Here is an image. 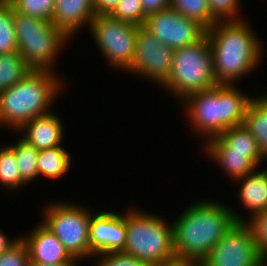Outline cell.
I'll use <instances>...</instances> for the list:
<instances>
[{"instance_id":"obj_1","label":"cell","mask_w":267,"mask_h":266,"mask_svg":"<svg viewBox=\"0 0 267 266\" xmlns=\"http://www.w3.org/2000/svg\"><path fill=\"white\" fill-rule=\"evenodd\" d=\"M185 208L172 221L175 257L193 263H201L237 221L245 222L236 210L214 200H199Z\"/></svg>"},{"instance_id":"obj_2","label":"cell","mask_w":267,"mask_h":266,"mask_svg":"<svg viewBox=\"0 0 267 266\" xmlns=\"http://www.w3.org/2000/svg\"><path fill=\"white\" fill-rule=\"evenodd\" d=\"M249 23L216 22L206 30L217 84H235L255 70L263 58V45Z\"/></svg>"},{"instance_id":"obj_3","label":"cell","mask_w":267,"mask_h":266,"mask_svg":"<svg viewBox=\"0 0 267 266\" xmlns=\"http://www.w3.org/2000/svg\"><path fill=\"white\" fill-rule=\"evenodd\" d=\"M235 84L215 87L187 95L186 117L197 133L207 139L221 135L228 128L243 124L248 105L253 97L246 95Z\"/></svg>"},{"instance_id":"obj_4","label":"cell","mask_w":267,"mask_h":266,"mask_svg":"<svg viewBox=\"0 0 267 266\" xmlns=\"http://www.w3.org/2000/svg\"><path fill=\"white\" fill-rule=\"evenodd\" d=\"M63 85L56 72L32 70L11 88L0 92V126L12 127L17 132L33 118L48 114Z\"/></svg>"},{"instance_id":"obj_5","label":"cell","mask_w":267,"mask_h":266,"mask_svg":"<svg viewBox=\"0 0 267 266\" xmlns=\"http://www.w3.org/2000/svg\"><path fill=\"white\" fill-rule=\"evenodd\" d=\"M126 212V241L121 252L148 265L175 257L172 222L146 211Z\"/></svg>"},{"instance_id":"obj_6","label":"cell","mask_w":267,"mask_h":266,"mask_svg":"<svg viewBox=\"0 0 267 266\" xmlns=\"http://www.w3.org/2000/svg\"><path fill=\"white\" fill-rule=\"evenodd\" d=\"M17 51L32 70L55 72L54 66L69 37L52 22L14 11Z\"/></svg>"},{"instance_id":"obj_7","label":"cell","mask_w":267,"mask_h":266,"mask_svg":"<svg viewBox=\"0 0 267 266\" xmlns=\"http://www.w3.org/2000/svg\"><path fill=\"white\" fill-rule=\"evenodd\" d=\"M162 85L180 101L191 93L217 85L207 34L197 42L173 51L172 69Z\"/></svg>"},{"instance_id":"obj_8","label":"cell","mask_w":267,"mask_h":266,"mask_svg":"<svg viewBox=\"0 0 267 266\" xmlns=\"http://www.w3.org/2000/svg\"><path fill=\"white\" fill-rule=\"evenodd\" d=\"M55 202V203H54ZM50 202L44 207L43 224L52 231L69 254L79 263L90 258V210L77 203Z\"/></svg>"},{"instance_id":"obj_9","label":"cell","mask_w":267,"mask_h":266,"mask_svg":"<svg viewBox=\"0 0 267 266\" xmlns=\"http://www.w3.org/2000/svg\"><path fill=\"white\" fill-rule=\"evenodd\" d=\"M88 30L100 52L114 69L126 71L131 66L138 26L110 15H97Z\"/></svg>"},{"instance_id":"obj_10","label":"cell","mask_w":267,"mask_h":266,"mask_svg":"<svg viewBox=\"0 0 267 266\" xmlns=\"http://www.w3.org/2000/svg\"><path fill=\"white\" fill-rule=\"evenodd\" d=\"M203 266H265L251 228L237 221L201 261Z\"/></svg>"},{"instance_id":"obj_11","label":"cell","mask_w":267,"mask_h":266,"mask_svg":"<svg viewBox=\"0 0 267 266\" xmlns=\"http://www.w3.org/2000/svg\"><path fill=\"white\" fill-rule=\"evenodd\" d=\"M173 49L161 43L144 26L138 27L135 40L134 57L126 70L157 82L160 86L168 79L173 63Z\"/></svg>"},{"instance_id":"obj_12","label":"cell","mask_w":267,"mask_h":266,"mask_svg":"<svg viewBox=\"0 0 267 266\" xmlns=\"http://www.w3.org/2000/svg\"><path fill=\"white\" fill-rule=\"evenodd\" d=\"M144 27L173 50L193 44L206 34L201 24L172 7L147 15Z\"/></svg>"},{"instance_id":"obj_13","label":"cell","mask_w":267,"mask_h":266,"mask_svg":"<svg viewBox=\"0 0 267 266\" xmlns=\"http://www.w3.org/2000/svg\"><path fill=\"white\" fill-rule=\"evenodd\" d=\"M126 235V214L113 211L91 214L90 259L99 254L122 252Z\"/></svg>"},{"instance_id":"obj_14","label":"cell","mask_w":267,"mask_h":266,"mask_svg":"<svg viewBox=\"0 0 267 266\" xmlns=\"http://www.w3.org/2000/svg\"><path fill=\"white\" fill-rule=\"evenodd\" d=\"M21 238L28 247L30 263L77 264L57 236L42 222Z\"/></svg>"},{"instance_id":"obj_15","label":"cell","mask_w":267,"mask_h":266,"mask_svg":"<svg viewBox=\"0 0 267 266\" xmlns=\"http://www.w3.org/2000/svg\"><path fill=\"white\" fill-rule=\"evenodd\" d=\"M203 146V152L246 153L258 167L266 159L260 152L256 139L244 124L228 128L221 135L206 140Z\"/></svg>"},{"instance_id":"obj_16","label":"cell","mask_w":267,"mask_h":266,"mask_svg":"<svg viewBox=\"0 0 267 266\" xmlns=\"http://www.w3.org/2000/svg\"><path fill=\"white\" fill-rule=\"evenodd\" d=\"M63 120L54 112L33 118L19 130L20 136L37 150L53 148L62 145L64 139Z\"/></svg>"},{"instance_id":"obj_17","label":"cell","mask_w":267,"mask_h":266,"mask_svg":"<svg viewBox=\"0 0 267 266\" xmlns=\"http://www.w3.org/2000/svg\"><path fill=\"white\" fill-rule=\"evenodd\" d=\"M94 17V0H56L51 22L71 38Z\"/></svg>"},{"instance_id":"obj_18","label":"cell","mask_w":267,"mask_h":266,"mask_svg":"<svg viewBox=\"0 0 267 266\" xmlns=\"http://www.w3.org/2000/svg\"><path fill=\"white\" fill-rule=\"evenodd\" d=\"M258 170L234 181L240 182L238 197L245 209H249L250 217L267 210V168Z\"/></svg>"},{"instance_id":"obj_19","label":"cell","mask_w":267,"mask_h":266,"mask_svg":"<svg viewBox=\"0 0 267 266\" xmlns=\"http://www.w3.org/2000/svg\"><path fill=\"white\" fill-rule=\"evenodd\" d=\"M263 95L251 99L243 124L256 139L260 152L267 159V94Z\"/></svg>"},{"instance_id":"obj_20","label":"cell","mask_w":267,"mask_h":266,"mask_svg":"<svg viewBox=\"0 0 267 266\" xmlns=\"http://www.w3.org/2000/svg\"><path fill=\"white\" fill-rule=\"evenodd\" d=\"M38 177L58 179L65 176L71 166V156L62 145L38 150Z\"/></svg>"},{"instance_id":"obj_21","label":"cell","mask_w":267,"mask_h":266,"mask_svg":"<svg viewBox=\"0 0 267 266\" xmlns=\"http://www.w3.org/2000/svg\"><path fill=\"white\" fill-rule=\"evenodd\" d=\"M209 158L214 160L220 169H223L226 174L235 181L245 177L249 173L255 171L258 167L246 153L239 152H205Z\"/></svg>"},{"instance_id":"obj_22","label":"cell","mask_w":267,"mask_h":266,"mask_svg":"<svg viewBox=\"0 0 267 266\" xmlns=\"http://www.w3.org/2000/svg\"><path fill=\"white\" fill-rule=\"evenodd\" d=\"M31 71L18 51L0 55V92L11 88Z\"/></svg>"},{"instance_id":"obj_23","label":"cell","mask_w":267,"mask_h":266,"mask_svg":"<svg viewBox=\"0 0 267 266\" xmlns=\"http://www.w3.org/2000/svg\"><path fill=\"white\" fill-rule=\"evenodd\" d=\"M18 139L16 144H11L9 147L14 151L21 178L28 184L38 177V150L20 136Z\"/></svg>"},{"instance_id":"obj_24","label":"cell","mask_w":267,"mask_h":266,"mask_svg":"<svg viewBox=\"0 0 267 266\" xmlns=\"http://www.w3.org/2000/svg\"><path fill=\"white\" fill-rule=\"evenodd\" d=\"M170 7L185 17L197 21L206 30L216 23L211 16L208 0H171Z\"/></svg>"},{"instance_id":"obj_25","label":"cell","mask_w":267,"mask_h":266,"mask_svg":"<svg viewBox=\"0 0 267 266\" xmlns=\"http://www.w3.org/2000/svg\"><path fill=\"white\" fill-rule=\"evenodd\" d=\"M0 184L10 192L27 185L21 178L14 151L7 145L0 148Z\"/></svg>"},{"instance_id":"obj_26","label":"cell","mask_w":267,"mask_h":266,"mask_svg":"<svg viewBox=\"0 0 267 266\" xmlns=\"http://www.w3.org/2000/svg\"><path fill=\"white\" fill-rule=\"evenodd\" d=\"M12 5L0 4V55L17 51Z\"/></svg>"},{"instance_id":"obj_27","label":"cell","mask_w":267,"mask_h":266,"mask_svg":"<svg viewBox=\"0 0 267 266\" xmlns=\"http://www.w3.org/2000/svg\"><path fill=\"white\" fill-rule=\"evenodd\" d=\"M56 0H11L14 11L44 21H52Z\"/></svg>"},{"instance_id":"obj_28","label":"cell","mask_w":267,"mask_h":266,"mask_svg":"<svg viewBox=\"0 0 267 266\" xmlns=\"http://www.w3.org/2000/svg\"><path fill=\"white\" fill-rule=\"evenodd\" d=\"M109 15L138 27L144 26L147 17L141 0H120Z\"/></svg>"},{"instance_id":"obj_29","label":"cell","mask_w":267,"mask_h":266,"mask_svg":"<svg viewBox=\"0 0 267 266\" xmlns=\"http://www.w3.org/2000/svg\"><path fill=\"white\" fill-rule=\"evenodd\" d=\"M241 0H208L211 16L216 22L240 21ZM240 8V9H239Z\"/></svg>"},{"instance_id":"obj_30","label":"cell","mask_w":267,"mask_h":266,"mask_svg":"<svg viewBox=\"0 0 267 266\" xmlns=\"http://www.w3.org/2000/svg\"><path fill=\"white\" fill-rule=\"evenodd\" d=\"M245 222L251 228L260 254L267 260V210L246 218Z\"/></svg>"},{"instance_id":"obj_31","label":"cell","mask_w":267,"mask_h":266,"mask_svg":"<svg viewBox=\"0 0 267 266\" xmlns=\"http://www.w3.org/2000/svg\"><path fill=\"white\" fill-rule=\"evenodd\" d=\"M29 264V250L22 238L9 250L0 254V266H29Z\"/></svg>"},{"instance_id":"obj_32","label":"cell","mask_w":267,"mask_h":266,"mask_svg":"<svg viewBox=\"0 0 267 266\" xmlns=\"http://www.w3.org/2000/svg\"><path fill=\"white\" fill-rule=\"evenodd\" d=\"M94 258H98L96 266H149L148 264L121 252L99 254L95 255Z\"/></svg>"},{"instance_id":"obj_33","label":"cell","mask_w":267,"mask_h":266,"mask_svg":"<svg viewBox=\"0 0 267 266\" xmlns=\"http://www.w3.org/2000/svg\"><path fill=\"white\" fill-rule=\"evenodd\" d=\"M146 15L158 12L170 7L171 0H141Z\"/></svg>"},{"instance_id":"obj_34","label":"cell","mask_w":267,"mask_h":266,"mask_svg":"<svg viewBox=\"0 0 267 266\" xmlns=\"http://www.w3.org/2000/svg\"><path fill=\"white\" fill-rule=\"evenodd\" d=\"M120 0H94L95 16L109 15Z\"/></svg>"},{"instance_id":"obj_35","label":"cell","mask_w":267,"mask_h":266,"mask_svg":"<svg viewBox=\"0 0 267 266\" xmlns=\"http://www.w3.org/2000/svg\"><path fill=\"white\" fill-rule=\"evenodd\" d=\"M21 236L16 237L14 240L9 239L6 233H3V230H0V254L9 250L14 244H16Z\"/></svg>"},{"instance_id":"obj_36","label":"cell","mask_w":267,"mask_h":266,"mask_svg":"<svg viewBox=\"0 0 267 266\" xmlns=\"http://www.w3.org/2000/svg\"><path fill=\"white\" fill-rule=\"evenodd\" d=\"M191 262L184 260L182 258L174 257L170 260H166L163 262H158L155 264H151L149 266H188Z\"/></svg>"},{"instance_id":"obj_37","label":"cell","mask_w":267,"mask_h":266,"mask_svg":"<svg viewBox=\"0 0 267 266\" xmlns=\"http://www.w3.org/2000/svg\"><path fill=\"white\" fill-rule=\"evenodd\" d=\"M29 266H77V264H45V263H30ZM79 266V265H78Z\"/></svg>"},{"instance_id":"obj_38","label":"cell","mask_w":267,"mask_h":266,"mask_svg":"<svg viewBox=\"0 0 267 266\" xmlns=\"http://www.w3.org/2000/svg\"><path fill=\"white\" fill-rule=\"evenodd\" d=\"M11 0H0V4H9Z\"/></svg>"},{"instance_id":"obj_39","label":"cell","mask_w":267,"mask_h":266,"mask_svg":"<svg viewBox=\"0 0 267 266\" xmlns=\"http://www.w3.org/2000/svg\"><path fill=\"white\" fill-rule=\"evenodd\" d=\"M188 266H203L201 263H193L191 262Z\"/></svg>"}]
</instances>
